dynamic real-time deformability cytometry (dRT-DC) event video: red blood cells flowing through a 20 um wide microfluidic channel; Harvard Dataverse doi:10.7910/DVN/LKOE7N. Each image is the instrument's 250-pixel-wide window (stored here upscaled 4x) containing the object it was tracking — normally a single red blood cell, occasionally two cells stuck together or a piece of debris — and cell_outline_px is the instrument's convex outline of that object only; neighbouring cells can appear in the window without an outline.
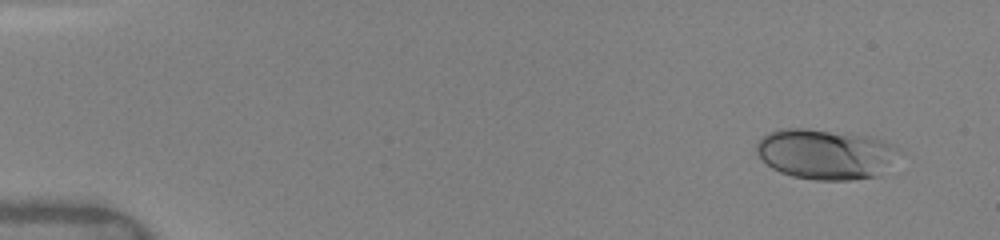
{"species": "human", "species_latin": "Homo sapiens", "temperature_condition": "warm", "stored_images_in_passage": 46, "camera_frame_rate_fps": 3000, "um_per_image_px": 0.085, "donor": {"sex": "female"}, "frame": {"image": 1, "passage_image": 1, "time_ms": 0.0, "image_size_px": [1000, 240], "cell_outline_px": [[900, 152], [876, 176], [852, 180], [816, 180], [792, 176], [780, 172], [772, 168], [756, 152], [756, 144], [768, 132], [780, 128], [808, 128], [868, 136], [892, 144]], "centroid_in_image_um": [70.11, 13.09], "position_along_channel_um": 14.9, "area_um2": 41.21}}
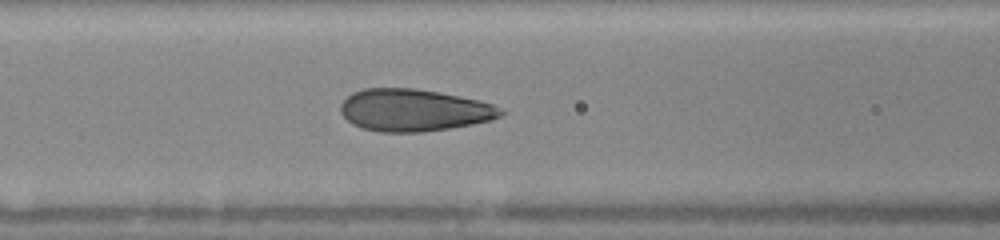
{"frame": {"image": 2, "passage_image": 17, "time_ms": 6.0, "image_size_px": [1000, 240], "cell_outline_px": [[508, 112], [500, 116], [488, 120], [472, 124], [448, 128], [420, 132], [380, 132], [364, 128], [352, 124], [340, 112], [340, 104], [352, 92], [364, 88], [416, 88], [440, 92], [480, 100], [492, 104]], "centroid_in_image_um": [35.17, 9.35], "position_along_channel_um": 131.4, "area_um2": 39.36}}
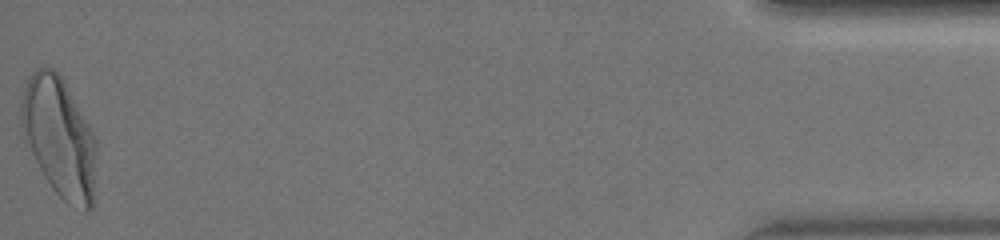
{"frame": {"image": 3, "passage_image": 46, "time_ms": 15.333, "image_size_px": [1000, 240], "cell_outline_px": [[96, 196], [92, 208], [88, 212], [84, 212], [68, 204], [52, 188], [44, 176], [24, 140], [20, 124], [20, 100], [28, 76], [36, 68], [52, 68], [64, 80], [96, 136]], "centroid_in_image_um": [5.06, 11.72], "position_along_channel_um": 430.1, "area_um2": 53.41}, "authors_computed_cell_mechanics": {"area_um2": 39.3329, "velocity_mm_per_s": 4.0994, "shape_relaxation_time_tau1_ms": 4.1203, "shape_relaxation_time_tau2_ms": null, "deformation_change_tau1": 0.161, "deformation_change_tau2": null}}